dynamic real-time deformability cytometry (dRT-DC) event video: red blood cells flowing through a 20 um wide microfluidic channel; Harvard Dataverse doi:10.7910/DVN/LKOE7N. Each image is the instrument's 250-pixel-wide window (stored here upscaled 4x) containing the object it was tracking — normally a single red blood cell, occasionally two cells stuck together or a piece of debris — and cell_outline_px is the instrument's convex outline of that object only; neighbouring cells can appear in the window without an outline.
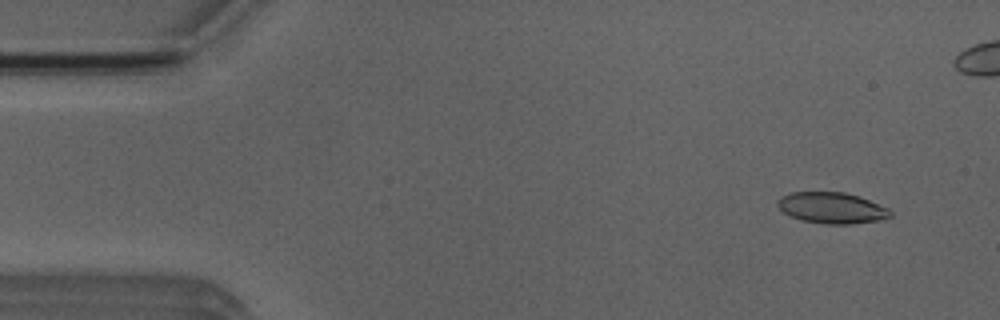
{"species": "Egyptian fruit bat (a non-hibernating species)", "species_latin": "Rousettus aegyptiacus", "temperature_condition": "room temperature", "stored_images_in_passage": 5, "camera_frame_rate_fps": 3000, "um_per_image_px": 0.085, "animal": {"sex": "male"}, "frame": {"image": 1, "passage_image": 2, "time_ms": 1.0, "image_size_px": [1000, 320], "cell_outline_px": [[892, 216], [884, 220], [852, 224], [824, 224], [800, 220], [784, 212], [776, 204], [780, 196], [788, 192], [844, 192], [860, 196], [888, 208], [892, 212]], "centroid_in_image_um": [70.73, 17.67], "position_along_channel_um": 14.3, "area_um2": 20.69}}